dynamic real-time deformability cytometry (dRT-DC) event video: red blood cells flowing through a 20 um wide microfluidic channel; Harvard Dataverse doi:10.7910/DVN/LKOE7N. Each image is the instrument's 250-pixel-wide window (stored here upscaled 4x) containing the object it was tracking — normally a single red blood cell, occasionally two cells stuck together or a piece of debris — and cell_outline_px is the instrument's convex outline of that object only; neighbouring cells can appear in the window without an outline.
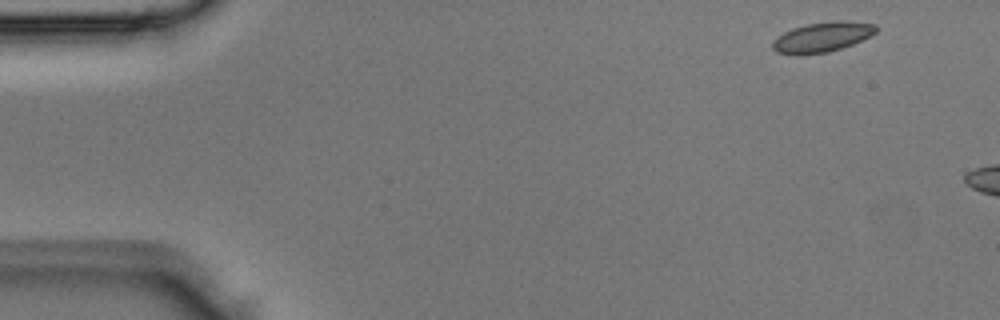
{"species": "Egyptian fruit bat (a non-hibernating species)", "species_latin": "Rousettus aegyptiacus", "temperature_condition": "room temperature", "stored_images_in_passage": 3, "segment_of_instrument_passage": [2, 2], "camera_frame_rate_fps": 3000, "um_per_image_px": 0.085, "animal": {"sex": "male"}, "frame": {"image": 1, "passage_image": 3, "time_ms": 0.667, "image_size_px": [1000, 320], "cell_outline_px": [[876, 32], [852, 44], [828, 52], [800, 56], [796, 56], [776, 52], [772, 48], [772, 40], [776, 36], [792, 28], [808, 24], [832, 20], [844, 20], [876, 24]], "centroid_in_image_um": [69.82, 3.16], "position_along_channel_um": 15.2, "area_um2": 18.26}}